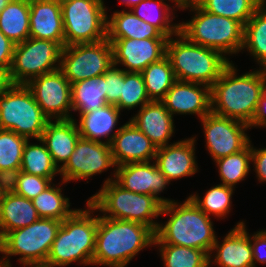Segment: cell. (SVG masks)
Returning <instances> with one entry per match:
<instances>
[{
	"instance_id": "7a4b0ae2",
	"label": "cell",
	"mask_w": 266,
	"mask_h": 267,
	"mask_svg": "<svg viewBox=\"0 0 266 267\" xmlns=\"http://www.w3.org/2000/svg\"><path fill=\"white\" fill-rule=\"evenodd\" d=\"M231 63L211 86V112L250 124L261 97L266 71L254 70L237 76Z\"/></svg>"
},
{
	"instance_id": "d6986e66",
	"label": "cell",
	"mask_w": 266,
	"mask_h": 267,
	"mask_svg": "<svg viewBox=\"0 0 266 267\" xmlns=\"http://www.w3.org/2000/svg\"><path fill=\"white\" fill-rule=\"evenodd\" d=\"M219 243L217 238L209 254V266L254 267L251 236L244 221L238 222Z\"/></svg>"
},
{
	"instance_id": "836d02e7",
	"label": "cell",
	"mask_w": 266,
	"mask_h": 267,
	"mask_svg": "<svg viewBox=\"0 0 266 267\" xmlns=\"http://www.w3.org/2000/svg\"><path fill=\"white\" fill-rule=\"evenodd\" d=\"M27 140L11 130L0 129V175L10 179L20 170Z\"/></svg>"
},
{
	"instance_id": "bcb514c9",
	"label": "cell",
	"mask_w": 266,
	"mask_h": 267,
	"mask_svg": "<svg viewBox=\"0 0 266 267\" xmlns=\"http://www.w3.org/2000/svg\"><path fill=\"white\" fill-rule=\"evenodd\" d=\"M252 127H266V80L262 87L261 97L255 115L249 124V128L251 129Z\"/></svg>"
},
{
	"instance_id": "9a60e30c",
	"label": "cell",
	"mask_w": 266,
	"mask_h": 267,
	"mask_svg": "<svg viewBox=\"0 0 266 267\" xmlns=\"http://www.w3.org/2000/svg\"><path fill=\"white\" fill-rule=\"evenodd\" d=\"M110 167H117L110 145L80 137L69 160L60 168L61 185L75 180H88Z\"/></svg>"
},
{
	"instance_id": "44dd1931",
	"label": "cell",
	"mask_w": 266,
	"mask_h": 267,
	"mask_svg": "<svg viewBox=\"0 0 266 267\" xmlns=\"http://www.w3.org/2000/svg\"><path fill=\"white\" fill-rule=\"evenodd\" d=\"M195 138L178 140L157 148L154 162L169 181L192 176L198 171Z\"/></svg>"
},
{
	"instance_id": "7bdbcfd3",
	"label": "cell",
	"mask_w": 266,
	"mask_h": 267,
	"mask_svg": "<svg viewBox=\"0 0 266 267\" xmlns=\"http://www.w3.org/2000/svg\"><path fill=\"white\" fill-rule=\"evenodd\" d=\"M253 263L266 264V230H260L251 236Z\"/></svg>"
},
{
	"instance_id": "816d5d0a",
	"label": "cell",
	"mask_w": 266,
	"mask_h": 267,
	"mask_svg": "<svg viewBox=\"0 0 266 267\" xmlns=\"http://www.w3.org/2000/svg\"><path fill=\"white\" fill-rule=\"evenodd\" d=\"M11 0H0V12L9 4Z\"/></svg>"
},
{
	"instance_id": "ac0fdd59",
	"label": "cell",
	"mask_w": 266,
	"mask_h": 267,
	"mask_svg": "<svg viewBox=\"0 0 266 267\" xmlns=\"http://www.w3.org/2000/svg\"><path fill=\"white\" fill-rule=\"evenodd\" d=\"M172 116L195 114L200 120L211 112V87L177 80L161 100Z\"/></svg>"
},
{
	"instance_id": "8d00e7d4",
	"label": "cell",
	"mask_w": 266,
	"mask_h": 267,
	"mask_svg": "<svg viewBox=\"0 0 266 267\" xmlns=\"http://www.w3.org/2000/svg\"><path fill=\"white\" fill-rule=\"evenodd\" d=\"M214 162L219 170L221 184L236 187V184L243 181L251 170V141L240 152L219 158Z\"/></svg>"
},
{
	"instance_id": "83f0119b",
	"label": "cell",
	"mask_w": 266,
	"mask_h": 267,
	"mask_svg": "<svg viewBox=\"0 0 266 267\" xmlns=\"http://www.w3.org/2000/svg\"><path fill=\"white\" fill-rule=\"evenodd\" d=\"M30 1L11 0L0 12V31L14 44L29 38Z\"/></svg>"
},
{
	"instance_id": "5b68a950",
	"label": "cell",
	"mask_w": 266,
	"mask_h": 267,
	"mask_svg": "<svg viewBox=\"0 0 266 267\" xmlns=\"http://www.w3.org/2000/svg\"><path fill=\"white\" fill-rule=\"evenodd\" d=\"M166 56L176 79L211 87L231 63L220 51L189 41L180 32L168 38Z\"/></svg>"
},
{
	"instance_id": "4fadbf2b",
	"label": "cell",
	"mask_w": 266,
	"mask_h": 267,
	"mask_svg": "<svg viewBox=\"0 0 266 267\" xmlns=\"http://www.w3.org/2000/svg\"><path fill=\"white\" fill-rule=\"evenodd\" d=\"M204 130L206 150L213 161L240 152L249 143L250 137L245 133L249 125L215 113H208L201 119Z\"/></svg>"
},
{
	"instance_id": "d4e9b609",
	"label": "cell",
	"mask_w": 266,
	"mask_h": 267,
	"mask_svg": "<svg viewBox=\"0 0 266 267\" xmlns=\"http://www.w3.org/2000/svg\"><path fill=\"white\" fill-rule=\"evenodd\" d=\"M121 111L113 104H106L89 112L79 114L77 124L80 137L96 142L111 144L120 127L115 131ZM101 138H106L102 141Z\"/></svg>"
},
{
	"instance_id": "d6a6232c",
	"label": "cell",
	"mask_w": 266,
	"mask_h": 267,
	"mask_svg": "<svg viewBox=\"0 0 266 267\" xmlns=\"http://www.w3.org/2000/svg\"><path fill=\"white\" fill-rule=\"evenodd\" d=\"M37 141L39 144L29 143V140L25 143L20 171L44 178H54L56 174H60V170L54 164L45 144L41 139Z\"/></svg>"
},
{
	"instance_id": "ba28073f",
	"label": "cell",
	"mask_w": 266,
	"mask_h": 267,
	"mask_svg": "<svg viewBox=\"0 0 266 267\" xmlns=\"http://www.w3.org/2000/svg\"><path fill=\"white\" fill-rule=\"evenodd\" d=\"M49 119L24 84H11L0 95V129L39 140Z\"/></svg>"
},
{
	"instance_id": "e575fe53",
	"label": "cell",
	"mask_w": 266,
	"mask_h": 267,
	"mask_svg": "<svg viewBox=\"0 0 266 267\" xmlns=\"http://www.w3.org/2000/svg\"><path fill=\"white\" fill-rule=\"evenodd\" d=\"M205 11L234 19L243 26L264 0H195Z\"/></svg>"
},
{
	"instance_id": "8fae6325",
	"label": "cell",
	"mask_w": 266,
	"mask_h": 267,
	"mask_svg": "<svg viewBox=\"0 0 266 267\" xmlns=\"http://www.w3.org/2000/svg\"><path fill=\"white\" fill-rule=\"evenodd\" d=\"M61 51L57 42L32 37L16 44L9 70L10 82L26 85L35 77L60 69Z\"/></svg>"
},
{
	"instance_id": "f6af8a7d",
	"label": "cell",
	"mask_w": 266,
	"mask_h": 267,
	"mask_svg": "<svg viewBox=\"0 0 266 267\" xmlns=\"http://www.w3.org/2000/svg\"><path fill=\"white\" fill-rule=\"evenodd\" d=\"M15 45L0 31V67L10 70Z\"/></svg>"
},
{
	"instance_id": "d590c367",
	"label": "cell",
	"mask_w": 266,
	"mask_h": 267,
	"mask_svg": "<svg viewBox=\"0 0 266 267\" xmlns=\"http://www.w3.org/2000/svg\"><path fill=\"white\" fill-rule=\"evenodd\" d=\"M51 184L47 189L36 196L32 202L40 218L56 219L63 221L76 209L70 208L69 198L62 194L60 187Z\"/></svg>"
},
{
	"instance_id": "ab89813d",
	"label": "cell",
	"mask_w": 266,
	"mask_h": 267,
	"mask_svg": "<svg viewBox=\"0 0 266 267\" xmlns=\"http://www.w3.org/2000/svg\"><path fill=\"white\" fill-rule=\"evenodd\" d=\"M151 100L146 91L145 83L140 72H127L122 69V93L115 105L120 111L140 108Z\"/></svg>"
},
{
	"instance_id": "9c48e42d",
	"label": "cell",
	"mask_w": 266,
	"mask_h": 267,
	"mask_svg": "<svg viewBox=\"0 0 266 267\" xmlns=\"http://www.w3.org/2000/svg\"><path fill=\"white\" fill-rule=\"evenodd\" d=\"M62 221L40 218L31 225L8 232L0 240L1 261L10 263L11 256L20 255L22 264L44 263ZM9 257V258H8Z\"/></svg>"
},
{
	"instance_id": "3957f363",
	"label": "cell",
	"mask_w": 266,
	"mask_h": 267,
	"mask_svg": "<svg viewBox=\"0 0 266 267\" xmlns=\"http://www.w3.org/2000/svg\"><path fill=\"white\" fill-rule=\"evenodd\" d=\"M160 215L169 219L159 223L154 243L184 246L211 253L217 236L214 224L189 197L181 204L173 200L162 205Z\"/></svg>"
},
{
	"instance_id": "f546056e",
	"label": "cell",
	"mask_w": 266,
	"mask_h": 267,
	"mask_svg": "<svg viewBox=\"0 0 266 267\" xmlns=\"http://www.w3.org/2000/svg\"><path fill=\"white\" fill-rule=\"evenodd\" d=\"M254 57L259 70L266 71V2H263L244 25L243 49Z\"/></svg>"
},
{
	"instance_id": "603a6c76",
	"label": "cell",
	"mask_w": 266,
	"mask_h": 267,
	"mask_svg": "<svg viewBox=\"0 0 266 267\" xmlns=\"http://www.w3.org/2000/svg\"><path fill=\"white\" fill-rule=\"evenodd\" d=\"M156 146L168 145L174 134V119L161 101H150L129 119Z\"/></svg>"
},
{
	"instance_id": "8992f818",
	"label": "cell",
	"mask_w": 266,
	"mask_h": 267,
	"mask_svg": "<svg viewBox=\"0 0 266 267\" xmlns=\"http://www.w3.org/2000/svg\"><path fill=\"white\" fill-rule=\"evenodd\" d=\"M189 8L195 15L191 20L179 23V32L189 41L218 50L224 56L241 52L244 26L240 22L209 13L195 0L180 5L179 9Z\"/></svg>"
},
{
	"instance_id": "ffe728a7",
	"label": "cell",
	"mask_w": 266,
	"mask_h": 267,
	"mask_svg": "<svg viewBox=\"0 0 266 267\" xmlns=\"http://www.w3.org/2000/svg\"><path fill=\"white\" fill-rule=\"evenodd\" d=\"M110 149L117 166L154 161L157 152L151 140L130 121L120 127Z\"/></svg>"
},
{
	"instance_id": "f5cc1de1",
	"label": "cell",
	"mask_w": 266,
	"mask_h": 267,
	"mask_svg": "<svg viewBox=\"0 0 266 267\" xmlns=\"http://www.w3.org/2000/svg\"><path fill=\"white\" fill-rule=\"evenodd\" d=\"M179 5H183V4H186V3H189L191 1H194V0H175Z\"/></svg>"
},
{
	"instance_id": "277c9868",
	"label": "cell",
	"mask_w": 266,
	"mask_h": 267,
	"mask_svg": "<svg viewBox=\"0 0 266 267\" xmlns=\"http://www.w3.org/2000/svg\"><path fill=\"white\" fill-rule=\"evenodd\" d=\"M86 204L87 209H76L62 221L46 263L55 267L69 266L73 262L92 266L98 215L93 217L97 210L88 201Z\"/></svg>"
},
{
	"instance_id": "f907efd6",
	"label": "cell",
	"mask_w": 266,
	"mask_h": 267,
	"mask_svg": "<svg viewBox=\"0 0 266 267\" xmlns=\"http://www.w3.org/2000/svg\"><path fill=\"white\" fill-rule=\"evenodd\" d=\"M24 267H55L54 265L48 264L46 262L44 263H28L23 265Z\"/></svg>"
},
{
	"instance_id": "1f68e13d",
	"label": "cell",
	"mask_w": 266,
	"mask_h": 267,
	"mask_svg": "<svg viewBox=\"0 0 266 267\" xmlns=\"http://www.w3.org/2000/svg\"><path fill=\"white\" fill-rule=\"evenodd\" d=\"M146 91L151 101H161L177 81L167 56L148 65L142 72Z\"/></svg>"
},
{
	"instance_id": "484cf974",
	"label": "cell",
	"mask_w": 266,
	"mask_h": 267,
	"mask_svg": "<svg viewBox=\"0 0 266 267\" xmlns=\"http://www.w3.org/2000/svg\"><path fill=\"white\" fill-rule=\"evenodd\" d=\"M39 219L32 200L8 189L0 201V240L8 232L29 226Z\"/></svg>"
},
{
	"instance_id": "681fc988",
	"label": "cell",
	"mask_w": 266,
	"mask_h": 267,
	"mask_svg": "<svg viewBox=\"0 0 266 267\" xmlns=\"http://www.w3.org/2000/svg\"><path fill=\"white\" fill-rule=\"evenodd\" d=\"M142 0H122L120 3L123 5L126 4L130 9L133 8L134 6L138 5Z\"/></svg>"
},
{
	"instance_id": "7dc6e473",
	"label": "cell",
	"mask_w": 266,
	"mask_h": 267,
	"mask_svg": "<svg viewBox=\"0 0 266 267\" xmlns=\"http://www.w3.org/2000/svg\"><path fill=\"white\" fill-rule=\"evenodd\" d=\"M9 79V71L6 68L0 67V95L11 85Z\"/></svg>"
},
{
	"instance_id": "ee69618b",
	"label": "cell",
	"mask_w": 266,
	"mask_h": 267,
	"mask_svg": "<svg viewBox=\"0 0 266 267\" xmlns=\"http://www.w3.org/2000/svg\"><path fill=\"white\" fill-rule=\"evenodd\" d=\"M251 162L259 182H266V148L256 149L251 144Z\"/></svg>"
},
{
	"instance_id": "4dcf8cb0",
	"label": "cell",
	"mask_w": 266,
	"mask_h": 267,
	"mask_svg": "<svg viewBox=\"0 0 266 267\" xmlns=\"http://www.w3.org/2000/svg\"><path fill=\"white\" fill-rule=\"evenodd\" d=\"M72 111L89 112L107 104L104 74L71 84Z\"/></svg>"
},
{
	"instance_id": "e0dca14e",
	"label": "cell",
	"mask_w": 266,
	"mask_h": 267,
	"mask_svg": "<svg viewBox=\"0 0 266 267\" xmlns=\"http://www.w3.org/2000/svg\"><path fill=\"white\" fill-rule=\"evenodd\" d=\"M151 162H137L117 166L113 171V176L107 178L103 184L114 180L125 190L155 196L162 204L173 201L158 196L167 188L166 186L170 184V181L156 166L155 162Z\"/></svg>"
},
{
	"instance_id": "6da1fadb",
	"label": "cell",
	"mask_w": 266,
	"mask_h": 267,
	"mask_svg": "<svg viewBox=\"0 0 266 267\" xmlns=\"http://www.w3.org/2000/svg\"><path fill=\"white\" fill-rule=\"evenodd\" d=\"M154 238L147 225L98 215L92 266L126 267L141 250L154 245Z\"/></svg>"
},
{
	"instance_id": "c3c4849f",
	"label": "cell",
	"mask_w": 266,
	"mask_h": 267,
	"mask_svg": "<svg viewBox=\"0 0 266 267\" xmlns=\"http://www.w3.org/2000/svg\"><path fill=\"white\" fill-rule=\"evenodd\" d=\"M8 189H9V179L5 176L0 175V201Z\"/></svg>"
},
{
	"instance_id": "60d3db41",
	"label": "cell",
	"mask_w": 266,
	"mask_h": 267,
	"mask_svg": "<svg viewBox=\"0 0 266 267\" xmlns=\"http://www.w3.org/2000/svg\"><path fill=\"white\" fill-rule=\"evenodd\" d=\"M54 178H44L18 171L9 179V189L15 194L33 200L53 184Z\"/></svg>"
},
{
	"instance_id": "cb8c5ba5",
	"label": "cell",
	"mask_w": 266,
	"mask_h": 267,
	"mask_svg": "<svg viewBox=\"0 0 266 267\" xmlns=\"http://www.w3.org/2000/svg\"><path fill=\"white\" fill-rule=\"evenodd\" d=\"M79 138L76 119H67L49 120L40 139L60 170L69 160Z\"/></svg>"
},
{
	"instance_id": "74e56055",
	"label": "cell",
	"mask_w": 266,
	"mask_h": 267,
	"mask_svg": "<svg viewBox=\"0 0 266 267\" xmlns=\"http://www.w3.org/2000/svg\"><path fill=\"white\" fill-rule=\"evenodd\" d=\"M155 245L159 247L164 267H210L206 251L165 243Z\"/></svg>"
},
{
	"instance_id": "db71d44e",
	"label": "cell",
	"mask_w": 266,
	"mask_h": 267,
	"mask_svg": "<svg viewBox=\"0 0 266 267\" xmlns=\"http://www.w3.org/2000/svg\"><path fill=\"white\" fill-rule=\"evenodd\" d=\"M0 267H12L11 263L3 262L0 260Z\"/></svg>"
},
{
	"instance_id": "7c38bea8",
	"label": "cell",
	"mask_w": 266,
	"mask_h": 267,
	"mask_svg": "<svg viewBox=\"0 0 266 267\" xmlns=\"http://www.w3.org/2000/svg\"><path fill=\"white\" fill-rule=\"evenodd\" d=\"M113 65V51L108 39L96 43L64 46L60 70L68 81H78L103 75Z\"/></svg>"
},
{
	"instance_id": "52a82bcc",
	"label": "cell",
	"mask_w": 266,
	"mask_h": 267,
	"mask_svg": "<svg viewBox=\"0 0 266 267\" xmlns=\"http://www.w3.org/2000/svg\"><path fill=\"white\" fill-rule=\"evenodd\" d=\"M87 201L106 218L142 223L154 232L159 223L153 219L160 216L163 205L155 196L125 190L114 180Z\"/></svg>"
},
{
	"instance_id": "f35d334b",
	"label": "cell",
	"mask_w": 266,
	"mask_h": 267,
	"mask_svg": "<svg viewBox=\"0 0 266 267\" xmlns=\"http://www.w3.org/2000/svg\"><path fill=\"white\" fill-rule=\"evenodd\" d=\"M235 188L217 184L206 191L202 199L197 193L189 198L209 217L210 215L218 218H225L229 214L232 206V195Z\"/></svg>"
},
{
	"instance_id": "7402d4cb",
	"label": "cell",
	"mask_w": 266,
	"mask_h": 267,
	"mask_svg": "<svg viewBox=\"0 0 266 267\" xmlns=\"http://www.w3.org/2000/svg\"><path fill=\"white\" fill-rule=\"evenodd\" d=\"M29 37L65 46L60 0H30Z\"/></svg>"
},
{
	"instance_id": "4316f807",
	"label": "cell",
	"mask_w": 266,
	"mask_h": 267,
	"mask_svg": "<svg viewBox=\"0 0 266 267\" xmlns=\"http://www.w3.org/2000/svg\"><path fill=\"white\" fill-rule=\"evenodd\" d=\"M107 17V38H168L156 27L141 20L131 10L115 11Z\"/></svg>"
},
{
	"instance_id": "2e32d148",
	"label": "cell",
	"mask_w": 266,
	"mask_h": 267,
	"mask_svg": "<svg viewBox=\"0 0 266 267\" xmlns=\"http://www.w3.org/2000/svg\"><path fill=\"white\" fill-rule=\"evenodd\" d=\"M113 51V65H123L124 71L142 72L148 65L166 55L168 38H107Z\"/></svg>"
},
{
	"instance_id": "b9f144b4",
	"label": "cell",
	"mask_w": 266,
	"mask_h": 267,
	"mask_svg": "<svg viewBox=\"0 0 266 267\" xmlns=\"http://www.w3.org/2000/svg\"><path fill=\"white\" fill-rule=\"evenodd\" d=\"M104 88L106 91L107 104L116 105L122 93V69L112 65L104 73Z\"/></svg>"
},
{
	"instance_id": "f1b7e54d",
	"label": "cell",
	"mask_w": 266,
	"mask_h": 267,
	"mask_svg": "<svg viewBox=\"0 0 266 267\" xmlns=\"http://www.w3.org/2000/svg\"><path fill=\"white\" fill-rule=\"evenodd\" d=\"M168 1L174 2L175 8H180L175 0ZM173 10H175L174 7L168 5L164 0H142L138 5L131 8V11L137 17L156 27L168 38L179 32V23H171L174 20L173 14H175Z\"/></svg>"
},
{
	"instance_id": "30bf717a",
	"label": "cell",
	"mask_w": 266,
	"mask_h": 267,
	"mask_svg": "<svg viewBox=\"0 0 266 267\" xmlns=\"http://www.w3.org/2000/svg\"><path fill=\"white\" fill-rule=\"evenodd\" d=\"M65 46L96 43L107 38L104 0H60Z\"/></svg>"
},
{
	"instance_id": "5bb4252c",
	"label": "cell",
	"mask_w": 266,
	"mask_h": 267,
	"mask_svg": "<svg viewBox=\"0 0 266 267\" xmlns=\"http://www.w3.org/2000/svg\"><path fill=\"white\" fill-rule=\"evenodd\" d=\"M26 86L31 90L35 101L49 119H74L72 111L71 83L58 69L31 79Z\"/></svg>"
}]
</instances>
